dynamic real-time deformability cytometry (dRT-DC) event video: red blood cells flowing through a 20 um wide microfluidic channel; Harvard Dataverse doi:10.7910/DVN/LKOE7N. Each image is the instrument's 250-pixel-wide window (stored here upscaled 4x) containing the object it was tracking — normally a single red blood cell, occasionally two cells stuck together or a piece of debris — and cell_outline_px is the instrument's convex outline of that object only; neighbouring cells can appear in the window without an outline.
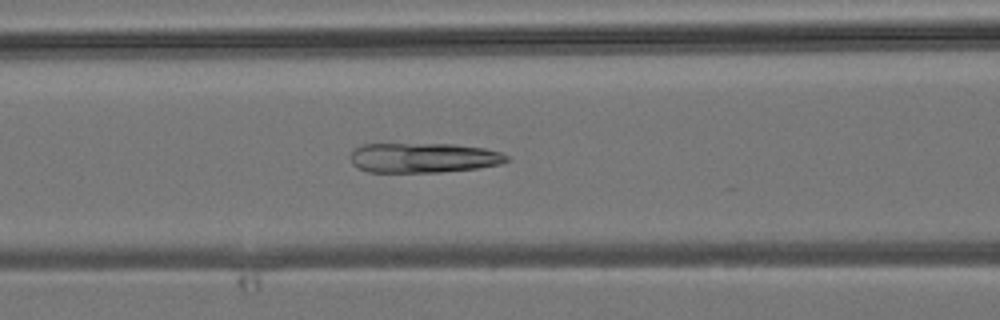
{"species": "common noctule bat (a hibernating species)", "species_latin": "Nyctalus noctula", "temperature_condition": "room temperature", "stored_images_in_passage": 44, "camera_frame_rate_fps": 3000, "um_per_image_px": 0.085, "animal": {"sex": "male", "body_mass_g": 19.2, "forearm_length_mm": 51.8}, "frame": {"image": 1, "passage_image": 17, "time_ms": 5.333, "image_size_px": [1000, 320], "cell_outline_px": [[512, 160], [500, 164], [476, 168], [440, 172], [368, 172], [352, 164], [352, 152], [356, 148], [364, 144], [456, 144], [484, 148], [500, 152], [508, 156]], "centroid_in_image_um": [36.04, 13.41], "position_along_channel_um": 130.6, "area_um2": 27.11}}
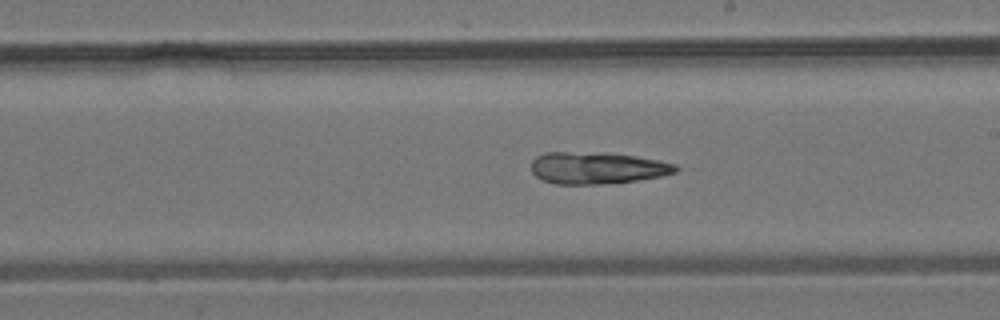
{"frame": {"image": 2, "passage_image": 24, "time_ms": 7.667, "image_size_px": [1000, 320], "cell_outline_px": [[680, 168], [676, 172], [660, 176], [636, 180], [600, 184], [556, 184], [544, 180], [536, 176], [532, 172], [532, 160], [536, 156], [544, 152], [604, 152], [636, 156], [676, 164]], "centroid_in_image_um": [50.74, 14.26], "position_along_channel_um": 238.3, "area_um2": 26.82}}
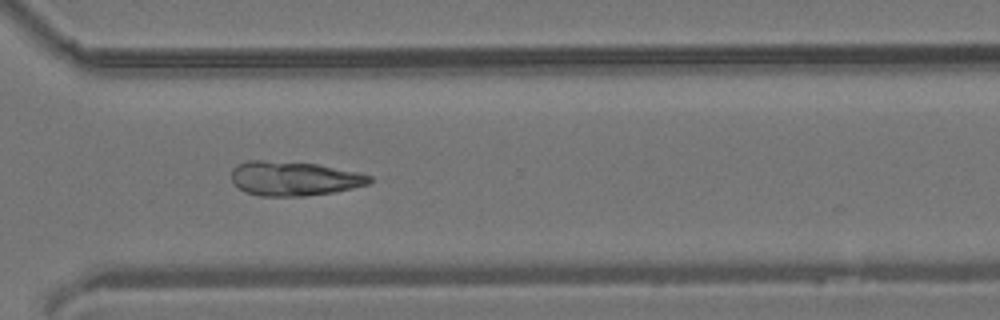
{"frame": {"image": 3, "passage_image": 31, "time_ms": 10.0, "image_size_px": [1000, 320], "cell_outline_px": [[372, 180], [368, 184], [352, 188], [332, 192], [304, 196], [260, 196], [244, 192], [232, 180], [232, 168], [236, 164], [248, 160], [260, 160], [316, 164], [360, 172], [372, 176]], "centroid_in_image_um": [24.98, 15.17], "position_along_channel_um": 345.6, "area_um2": 27.57}}